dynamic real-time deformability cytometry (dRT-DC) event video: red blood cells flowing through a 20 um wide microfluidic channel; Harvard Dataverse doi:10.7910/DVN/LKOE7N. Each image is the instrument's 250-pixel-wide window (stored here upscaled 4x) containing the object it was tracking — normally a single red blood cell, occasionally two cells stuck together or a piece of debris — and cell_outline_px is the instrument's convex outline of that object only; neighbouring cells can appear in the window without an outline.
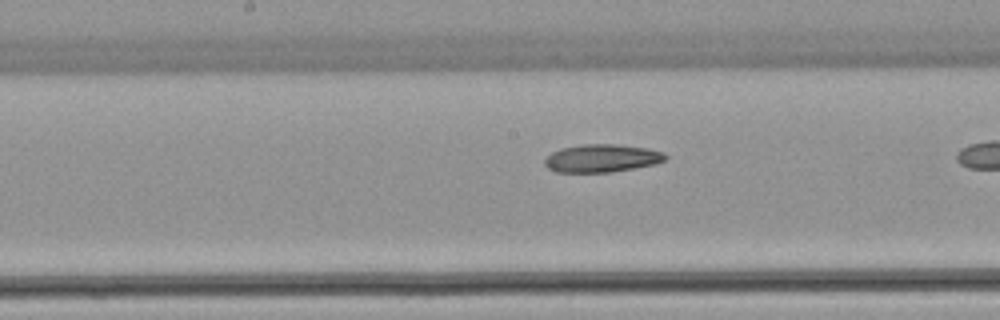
{"species": "common noctule bat (a hibernating species)", "species_latin": "Nyctalus noctula", "temperature_condition": "warm", "stored_images_in_passage": 28, "camera_frame_rate_fps": 3000, "um_per_image_px": 0.085, "animal": {"sex": "female", "body_mass_g": 22.7, "forearm_length_mm": 54.2}, "frame": {"image": 1, "passage_image": 20, "time_ms": 6.333, "image_size_px": [1000, 320], "cell_outline_px": [[668, 156], [664, 160], [656, 164], [612, 172], [556, 172], [548, 168], [544, 164], [544, 160], [552, 152], [560, 148], [580, 144], [616, 144], [648, 148], [664, 152]], "centroid_in_image_um": [51.16, 13.44], "position_along_channel_um": 197.0, "area_um2": 19.77}}